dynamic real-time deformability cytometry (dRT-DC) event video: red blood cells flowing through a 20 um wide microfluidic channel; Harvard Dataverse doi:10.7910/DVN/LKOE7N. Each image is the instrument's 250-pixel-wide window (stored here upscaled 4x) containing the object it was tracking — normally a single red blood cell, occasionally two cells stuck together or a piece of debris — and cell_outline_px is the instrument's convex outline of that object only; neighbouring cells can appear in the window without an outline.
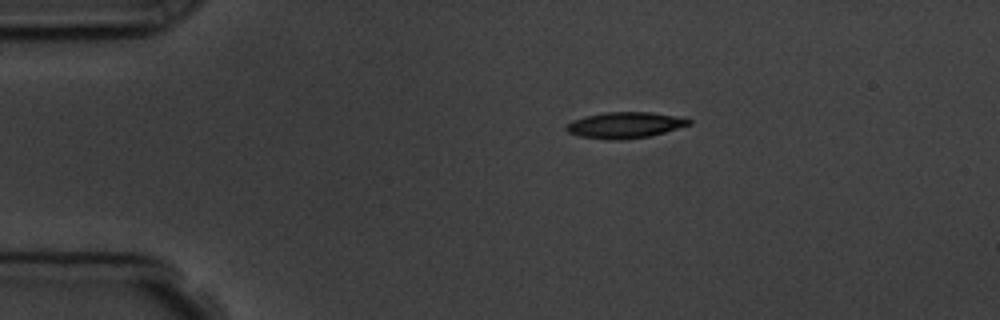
{"species": "common noctule bat (a hibernating species)", "species_latin": "Nyctalus noctula", "temperature_condition": "room temperature", "stored_images_in_passage": 3, "camera_frame_rate_fps": 3000, "um_per_image_px": 0.085, "animal": {"sex": "male", "body_mass_g": 19.5, "forearm_length_mm": 54.6}, "frame": {"image": 1, "passage_image": 1, "time_ms": 0.0, "image_size_px": [1000, 320], "cell_outline_px": [[692, 124], [664, 132], [648, 136], [620, 140], [616, 140], [580, 136], [568, 132], [564, 128], [564, 124], [572, 120], [584, 116], [604, 112], [652, 112], [676, 116], [692, 120]], "centroid_in_image_um": [53.08, 10.62], "position_along_channel_um": 31.9, "area_um2": 18.61}}